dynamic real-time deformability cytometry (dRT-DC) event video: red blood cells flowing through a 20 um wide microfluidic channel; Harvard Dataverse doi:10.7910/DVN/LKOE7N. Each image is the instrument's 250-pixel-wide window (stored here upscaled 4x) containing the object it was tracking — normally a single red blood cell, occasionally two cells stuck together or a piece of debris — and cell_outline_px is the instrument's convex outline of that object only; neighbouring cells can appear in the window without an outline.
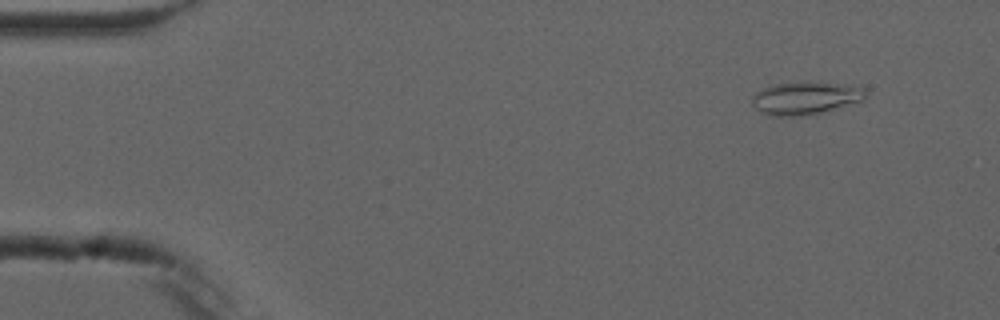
{"species": "common noctule bat (a hibernating species)", "species_latin": "Nyctalus noctula", "temperature_condition": "cold", "stored_images_in_passage": 5, "camera_frame_rate_fps": 3000, "um_per_image_px": 0.085, "animal": {"sex": "male", "forearm_length_mm": 52.5}, "frame": {"image": 1, "passage_image": 2, "time_ms": 1.333, "image_size_px": [1000, 320], "cell_outline_px": [[868, 96], [864, 100], [820, 112], [800, 116], [768, 116], [756, 108], [752, 104], [752, 96], [756, 92], [772, 84], [836, 84], [864, 88], [868, 92]], "centroid_in_image_um": [68.44, 8.37], "position_along_channel_um": 16.6, "area_um2": 20.87}}